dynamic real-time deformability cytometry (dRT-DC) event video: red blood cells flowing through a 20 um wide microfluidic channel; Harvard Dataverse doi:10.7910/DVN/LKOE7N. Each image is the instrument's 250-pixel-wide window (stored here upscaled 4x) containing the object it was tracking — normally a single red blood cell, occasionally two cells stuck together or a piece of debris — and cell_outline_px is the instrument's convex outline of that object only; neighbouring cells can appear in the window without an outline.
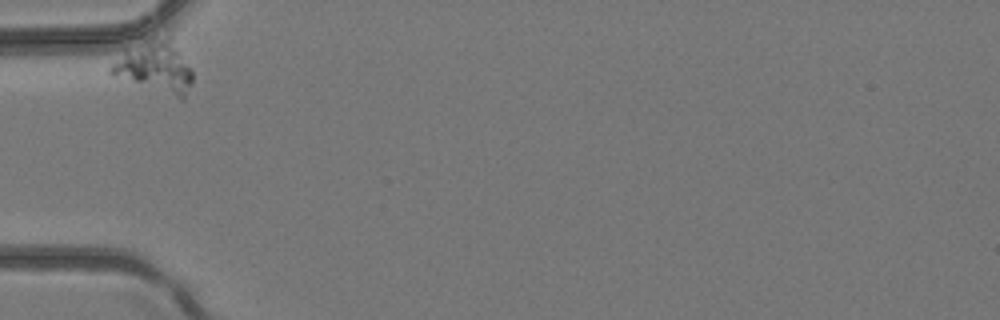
{"species": "common noctule bat (a hibernating species)", "species_latin": "Nyctalus noctula", "temperature_condition": "room temperature", "stored_images_in_passage": 27, "camera_frame_rate_fps": 3000, "um_per_image_px": 0.085, "animal": {"sex": "female", "body_mass_g": 24.6, "forearm_length_mm": 56.2}, "frame": {"image": 1, "passage_image": 1, "time_ms": 0.0, "image_size_px": [1000, 320], "cell_outline_px": [[192, 80], [184, 100], [180, 100], [112, 76], [108, 72], [112, 64], [124, 52], [144, 36], [152, 32], [168, 32], [172, 36], [192, 68]], "centroid_in_image_um": [13.22, 5.59], "position_along_channel_um": 71.8, "area_um2": 25.95}}
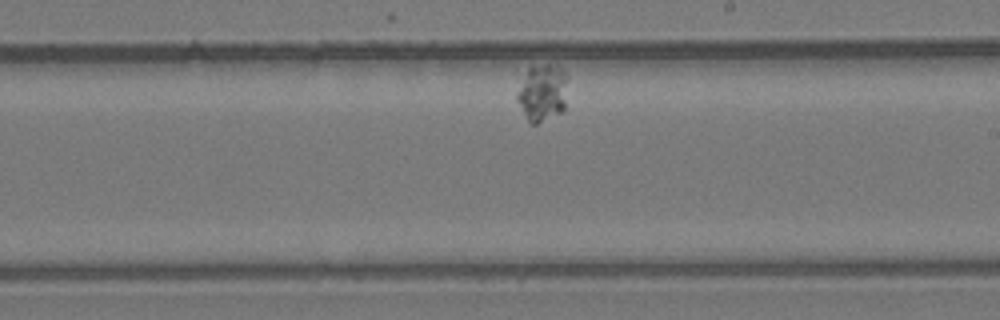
{"frame": {"image": 2, "passage_image": 16, "time_ms": 5.0, "image_size_px": [1000, 320], "cell_outline_px": [[564, 108], [560, 112], [536, 124], [528, 124], [516, 100], [516, 92], [528, 68], [544, 64], [548, 64], [560, 68], [564, 72]], "centroid_in_image_um": [46.01, 7.91], "position_along_channel_um": 243.0, "area_um2": 16.36}}
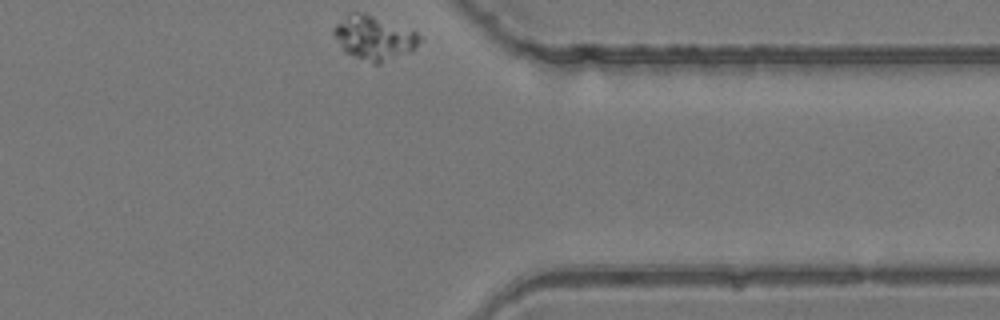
{"frame": {"image": 3, "passage_image": 27, "time_ms": 8.667, "image_size_px": [1000, 320], "cell_outline_px": [[420, 40], [412, 52], [380, 64], [372, 64], [344, 52], [332, 32], [332, 28], [348, 12], [364, 12], [416, 32], [420, 36]], "centroid_in_image_um": [31.76, 3.23], "position_along_channel_um": 379.6, "area_um2": 22.2}}